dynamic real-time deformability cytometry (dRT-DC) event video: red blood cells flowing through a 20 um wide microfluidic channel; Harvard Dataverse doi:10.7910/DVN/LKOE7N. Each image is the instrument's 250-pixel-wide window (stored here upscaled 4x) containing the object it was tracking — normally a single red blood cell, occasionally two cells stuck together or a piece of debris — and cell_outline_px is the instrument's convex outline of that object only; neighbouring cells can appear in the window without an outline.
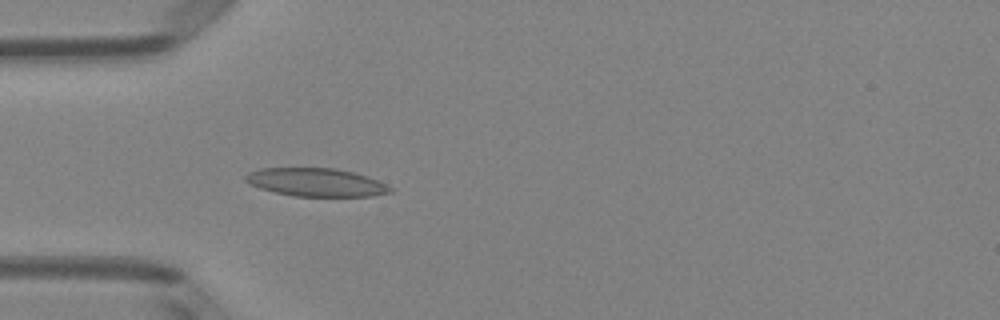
{"species": "Egyptian fruit bat (a non-hibernating species)", "species_latin": "Rousettus aegyptiacus", "temperature_condition": "room temperature", "stored_images_in_passage": 4, "camera_frame_rate_fps": 3000, "um_per_image_px": 0.085, "animal": {"sex": "female"}, "frame": {"image": 1, "passage_image": 4, "time_ms": 1.0, "image_size_px": [1000, 320], "cell_outline_px": [[392, 192], [372, 196], [296, 196], [276, 192], [260, 188], [244, 180], [244, 176], [248, 172], [260, 168], [336, 168], [368, 176], [392, 188]], "centroid_in_image_um": [26.86, 15.49], "position_along_channel_um": 58.1, "area_um2": 23.58}}